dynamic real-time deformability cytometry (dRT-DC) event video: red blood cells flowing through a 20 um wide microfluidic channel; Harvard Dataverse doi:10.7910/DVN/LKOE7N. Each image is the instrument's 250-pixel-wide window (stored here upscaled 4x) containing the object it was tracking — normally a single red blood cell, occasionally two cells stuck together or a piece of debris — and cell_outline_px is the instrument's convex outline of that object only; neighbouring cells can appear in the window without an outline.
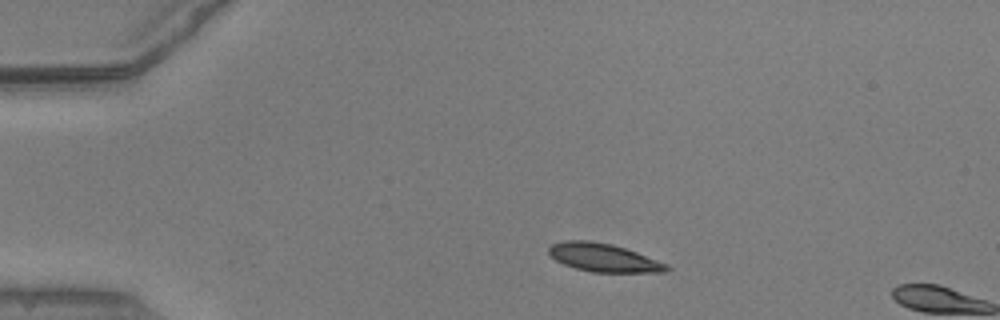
{"species": "common noctule bat (a hibernating species)", "species_latin": "Nyctalus noctula", "temperature_condition": "warm", "stored_images_in_passage": 4, "camera_frame_rate_fps": 3000, "um_per_image_px": 0.085, "animal": {"sex": "male", "body_mass_g": 20.5, "forearm_length_mm": 52.5}, "frame": {"image": 1, "passage_image": 1, "time_ms": 0.0, "image_size_px": [1000, 320], "cell_outline_px": [[672, 268], [668, 272], [592, 272], [576, 268], [564, 264], [556, 260], [548, 252], [548, 248], [552, 244], [564, 240], [588, 240], [612, 244], [636, 252], [668, 264]], "centroid_in_image_um": [51.32, 21.9], "position_along_channel_um": 33.7, "area_um2": 19.36}}